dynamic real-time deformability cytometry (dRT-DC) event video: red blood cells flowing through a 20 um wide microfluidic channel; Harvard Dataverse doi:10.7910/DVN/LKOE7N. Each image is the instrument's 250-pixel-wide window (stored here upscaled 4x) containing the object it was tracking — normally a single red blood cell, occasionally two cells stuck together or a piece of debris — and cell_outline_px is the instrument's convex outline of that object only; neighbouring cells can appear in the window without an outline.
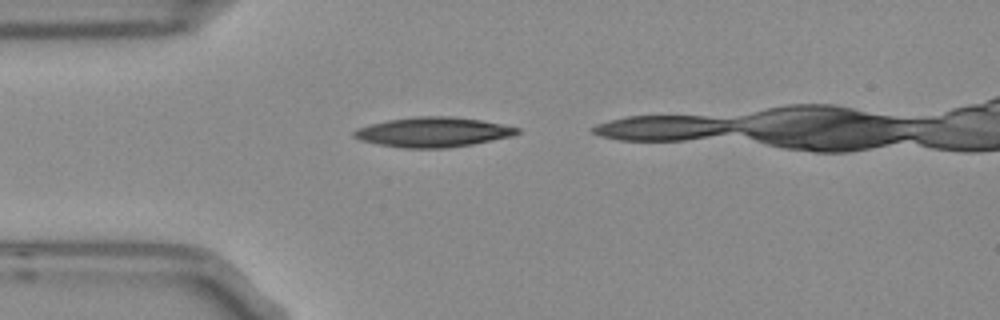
{"species": "Egyptian fruit bat (a non-hibernating species)", "species_latin": "Rousettus aegyptiacus", "temperature_condition": "room temperature", "stored_images_in_passage": 3, "camera_frame_rate_fps": 3000, "um_per_image_px": 0.085, "frame": {"image": 1, "passage_image": 1, "time_ms": 0.0, "image_size_px": [1000, 320], "cell_outline_px": [[520, 132], [512, 136], [472, 144], [448, 148], [400, 148], [376, 144], [360, 140], [352, 136], [352, 132], [356, 128], [388, 120], [416, 116], [452, 116], [480, 120], [520, 128]], "centroid_in_image_um": [36.77, 11.23], "position_along_channel_um": 48.2, "area_um2": 28.38}}